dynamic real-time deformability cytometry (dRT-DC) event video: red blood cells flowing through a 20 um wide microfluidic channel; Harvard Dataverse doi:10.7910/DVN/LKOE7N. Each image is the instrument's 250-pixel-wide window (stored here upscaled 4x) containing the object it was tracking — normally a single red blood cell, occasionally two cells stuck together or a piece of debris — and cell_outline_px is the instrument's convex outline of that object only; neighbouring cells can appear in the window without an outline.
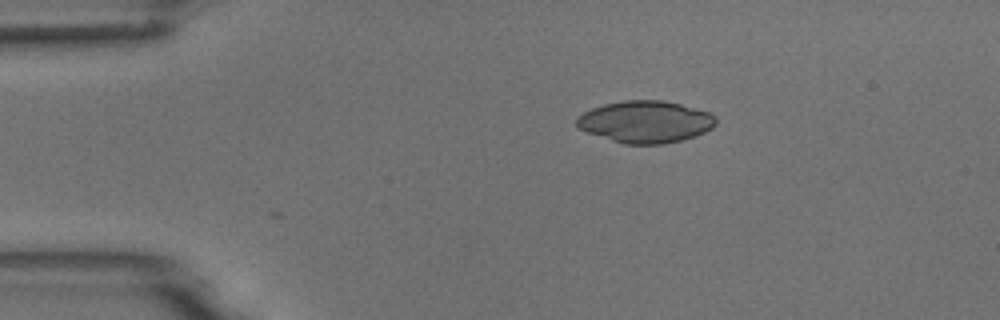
{"species": "common noctule bat (a hibernating species)", "species_latin": "Nyctalus noctula", "temperature_condition": "room temperature", "stored_images_in_passage": 2, "camera_frame_rate_fps": 3000, "um_per_image_px": 0.085, "animal": {"sex": "male", "body_mass_g": 18.8}, "frame": {"image": 1, "passage_image": 1, "time_ms": 0.0, "image_size_px": [1000, 320], "cell_outline_px": [[716, 124], [712, 128], [704, 132], [680, 140], [664, 144], [624, 144], [588, 132], [580, 128], [576, 124], [576, 116], [592, 108], [604, 104], [624, 100], [664, 100], [680, 104], [708, 112], [716, 116]], "centroid_in_image_um": [54.86, 10.34], "position_along_channel_um": 30.1, "area_um2": 33.81}}